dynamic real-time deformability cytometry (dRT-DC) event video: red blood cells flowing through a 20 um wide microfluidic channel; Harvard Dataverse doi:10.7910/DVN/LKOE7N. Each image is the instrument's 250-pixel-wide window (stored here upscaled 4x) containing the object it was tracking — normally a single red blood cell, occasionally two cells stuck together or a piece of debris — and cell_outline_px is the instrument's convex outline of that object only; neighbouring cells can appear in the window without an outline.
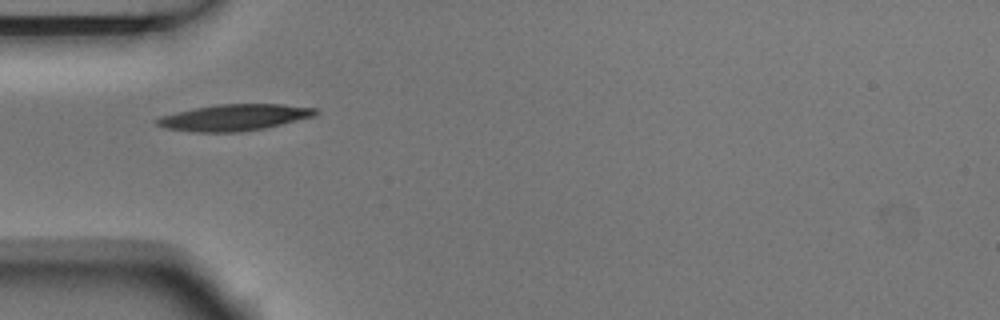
{"species": "Egyptian fruit bat (a non-hibernating species)", "species_latin": "Rousettus aegyptiacus", "temperature_condition": "room temperature", "stored_images_in_passage": 3, "camera_frame_rate_fps": 3000, "um_per_image_px": 0.085, "animal": {"sex": "male"}, "frame": {"image": 1, "passage_image": 1, "time_ms": 0.0, "image_size_px": [1000, 320], "cell_outline_px": [[320, 112], [316, 116], [264, 128], [240, 132], [196, 132], [164, 128], [156, 124], [152, 120], [160, 116], [176, 112], [216, 104], [284, 104], [316, 108]], "centroid_in_image_um": [19.92, 9.98], "position_along_channel_um": 65.1, "area_um2": 24.51}}
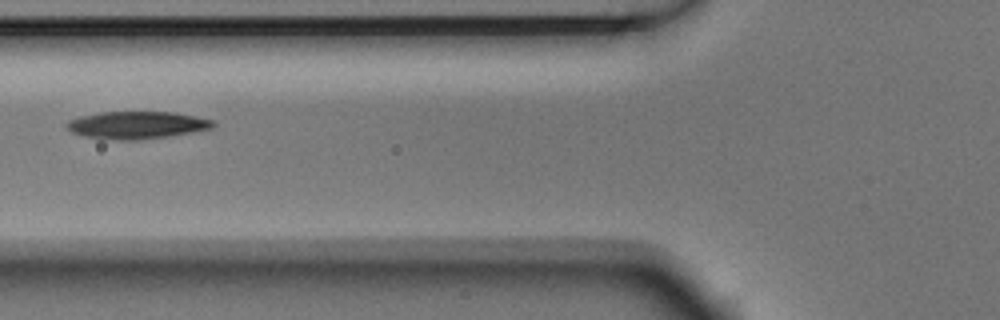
{"frame": {"image": 2, "passage_image": 2, "time_ms": 0.333, "image_size_px": [1000, 320], "cell_outline_px": [[216, 124], [212, 128], [192, 132], [168, 136], [140, 140], [120, 140], [84, 136], [72, 132], [64, 124], [68, 120], [80, 116], [100, 112], [176, 112], [212, 120]], "centroid_in_image_um": [11.62, 10.62], "position_along_channel_um": 114.2, "area_um2": 23.29}}
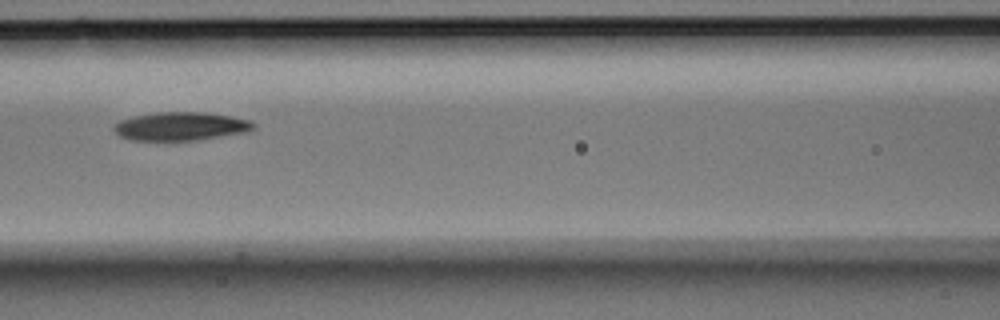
{"frame": {"image": 3, "passage_image": 3, "time_ms": 0.667, "image_size_px": [1000, 320], "cell_outline_px": [[256, 128], [248, 132], [196, 140], [132, 140], [120, 136], [112, 128], [120, 120], [132, 116], [156, 112], [204, 112], [252, 120], [256, 124]], "centroid_in_image_um": [15.4, 10.73], "position_along_channel_um": 151.2, "area_um2": 23.18}}